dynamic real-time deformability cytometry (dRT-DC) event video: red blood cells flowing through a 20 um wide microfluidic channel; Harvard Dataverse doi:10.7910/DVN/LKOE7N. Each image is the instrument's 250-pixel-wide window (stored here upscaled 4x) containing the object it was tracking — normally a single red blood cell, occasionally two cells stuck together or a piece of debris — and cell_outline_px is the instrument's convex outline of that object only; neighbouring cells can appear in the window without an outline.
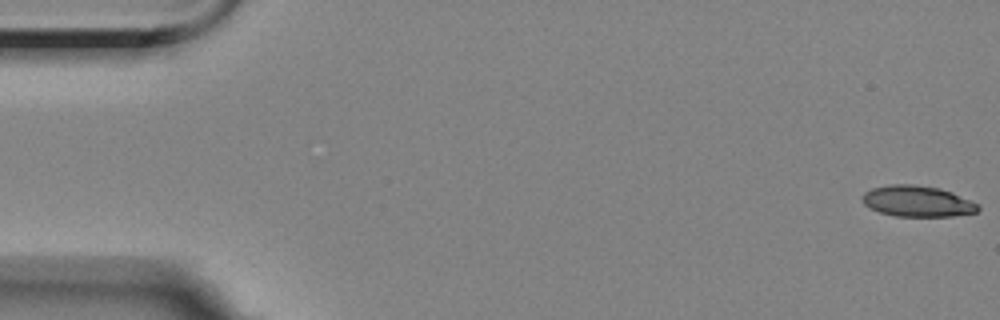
{"species": "Egyptian fruit bat (a non-hibernating species)", "species_latin": "Rousettus aegyptiacus", "temperature_condition": "room temperature", "stored_images_in_passage": 6, "camera_frame_rate_fps": 3000, "um_per_image_px": 0.085, "animal": {"sex": "female"}, "frame": {"image": 1, "passage_image": 1, "time_ms": 0.0, "image_size_px": [1000, 320], "cell_outline_px": [[980, 208], [976, 212], [952, 216], [896, 216], [880, 212], [864, 204], [860, 196], [864, 192], [872, 188], [892, 184], [912, 184], [940, 188], [952, 192], [980, 204]], "centroid_in_image_um": [77.98, 17.1], "position_along_channel_um": 7.0, "area_um2": 20.92}}
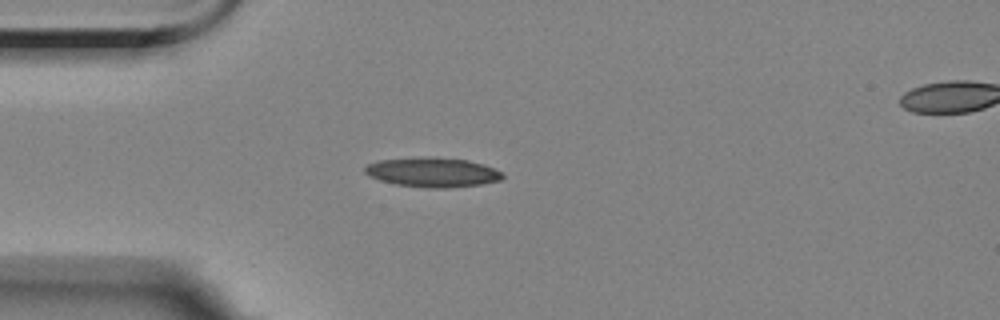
{"frame": {"image": 2, "passage_image": 5, "time_ms": 4.667, "image_size_px": [1000, 320], "cell_outline_px": [[504, 176], [500, 180], [480, 184], [448, 188], [424, 188], [396, 184], [380, 180], [364, 172], [364, 168], [368, 164], [380, 160], [432, 156], [468, 160], [484, 164], [500, 172]], "centroid_in_image_um": [36.77, 14.64], "position_along_channel_um": 48.2, "area_um2": 23.58}}